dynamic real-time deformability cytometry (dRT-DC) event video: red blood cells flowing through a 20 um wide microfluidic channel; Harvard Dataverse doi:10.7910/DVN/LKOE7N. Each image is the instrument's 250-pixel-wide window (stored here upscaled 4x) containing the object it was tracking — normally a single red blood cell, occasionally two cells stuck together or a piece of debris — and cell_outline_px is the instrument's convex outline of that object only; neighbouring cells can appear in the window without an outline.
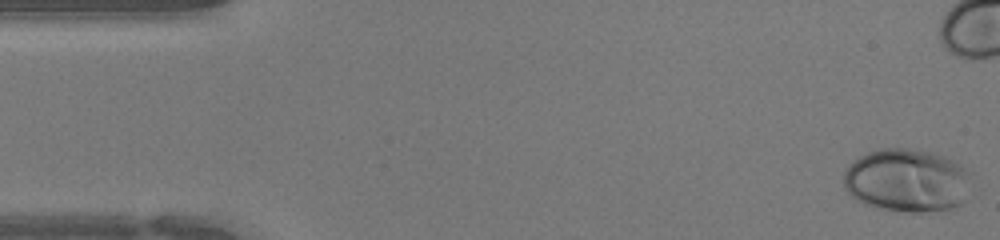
{"species": "human", "species_latin": "Homo sapiens", "temperature_condition": "warm", "stored_images_in_passage": 35, "camera_frame_rate_fps": 3000, "um_per_image_px": 0.085, "donor": {"sex": "female"}, "frame": {"image": 1, "passage_image": 1, "time_ms": 0.0, "image_size_px": [1000, 240], "cell_outline_px": [[972, 172], [964, 200], [956, 208], [920, 212], [908, 212], [884, 208], [864, 204], [856, 200], [844, 188], [844, 172], [848, 164], [852, 160], [868, 152], [880, 148], [908, 148], [932, 152], [944, 156], [960, 164]], "centroid_in_image_um": [77.09, 15.32], "position_along_channel_um": 7.9, "area_um2": 47.28}}
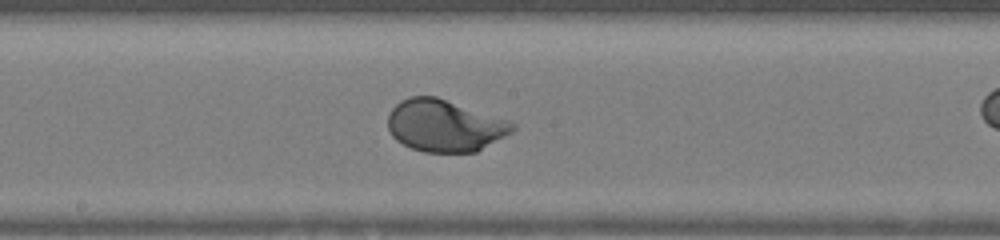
{"frame": {"image": 2, "passage_image": 23, "time_ms": 7.333, "image_size_px": [1000, 240], "cell_outline_px": [[516, 128], [512, 132], [476, 152], [424, 152], [412, 148], [396, 140], [392, 136], [388, 128], [388, 112], [400, 100], [412, 96], [436, 96], [508, 120], [516, 124]], "centroid_in_image_um": [37.78, 10.67], "position_along_channel_um": 210.4, "area_um2": 37.69}}
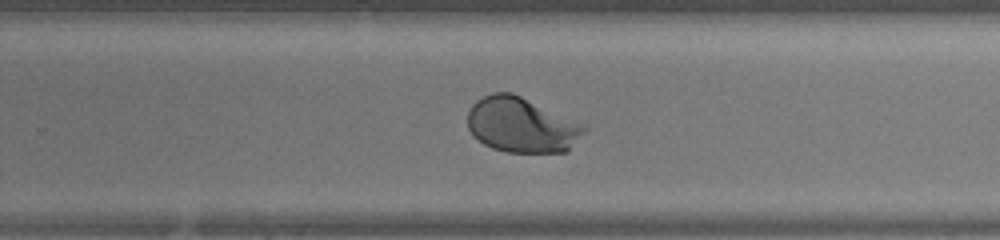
{"frame": {"image": 3, "passage_image": 28, "time_ms": 9.0, "image_size_px": [1000, 240], "cell_outline_px": [[588, 128], [568, 152], [508, 152], [492, 148], [484, 144], [472, 136], [468, 128], [468, 112], [472, 104], [476, 100], [492, 92], [512, 92], [584, 124]], "centroid_in_image_um": [44.33, 10.63], "position_along_channel_um": 285.5, "area_um2": 37.57}}